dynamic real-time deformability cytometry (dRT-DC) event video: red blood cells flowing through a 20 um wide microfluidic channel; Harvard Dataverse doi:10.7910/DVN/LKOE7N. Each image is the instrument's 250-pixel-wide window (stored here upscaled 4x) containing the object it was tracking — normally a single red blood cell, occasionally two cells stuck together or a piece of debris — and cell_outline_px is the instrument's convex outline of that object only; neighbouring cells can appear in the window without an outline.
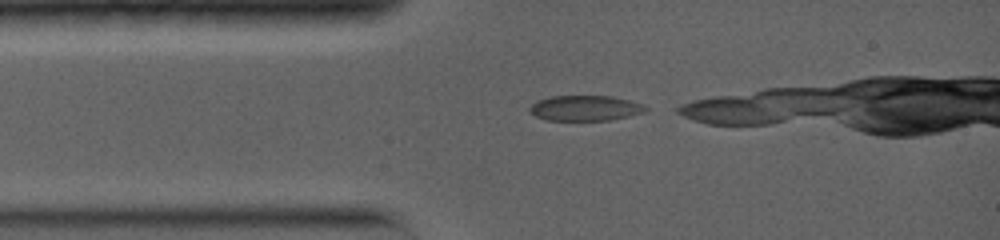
{"species": "common noctule bat (a hibernating species)", "species_latin": "Nyctalus noctula", "temperature_condition": "warm", "stored_images_in_passage": 4, "camera_frame_rate_fps": 5000, "um_per_image_px": 0.085, "animal": {"sex": "female", "body_mass_g": 19.0, "forearm_length_mm": 56.7}, "frame": {"image": 1, "passage_image": 1, "time_ms": 0.0, "image_size_px": [1000, 240], "cell_outline_px": [[648, 108], [644, 112], [628, 116], [608, 120], [548, 120], [536, 116], [528, 112], [528, 108], [536, 100], [552, 96], [612, 96], [644, 104]], "centroid_in_image_um": [49.71, 9.18], "position_along_channel_um": 35.3, "area_um2": 17.11}}